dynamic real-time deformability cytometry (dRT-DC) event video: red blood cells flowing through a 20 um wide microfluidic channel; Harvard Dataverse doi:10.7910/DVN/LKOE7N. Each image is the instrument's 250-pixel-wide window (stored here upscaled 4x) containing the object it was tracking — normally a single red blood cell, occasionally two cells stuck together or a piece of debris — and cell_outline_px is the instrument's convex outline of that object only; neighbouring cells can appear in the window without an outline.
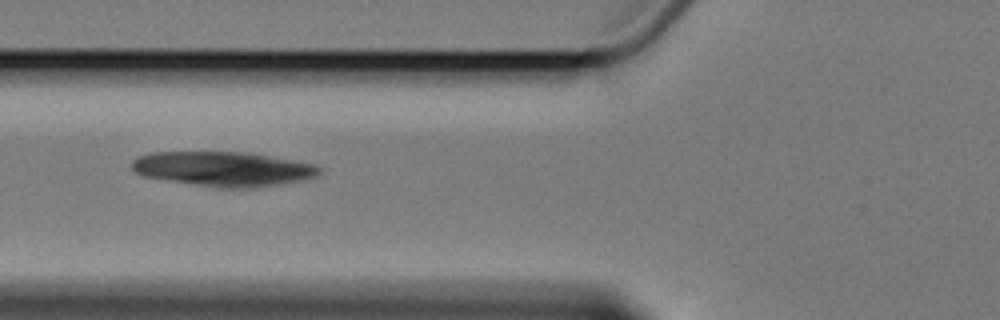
{"species": "Egyptian fruit bat (a non-hibernating species)", "species_latin": "Rousettus aegyptiacus", "temperature_condition": "cold", "stored_images_in_passage": 9, "camera_frame_rate_fps": 3000, "um_per_image_px": 0.085, "animal": {"sex": "female"}, "frame": {"image": 1, "passage_image": 4, "time_ms": 3.333, "image_size_px": [1000, 320], "cell_outline_px": [[320, 172], [316, 176], [300, 180], [256, 188], [220, 188], [144, 176], [136, 172], [132, 168], [132, 160], [148, 152], [252, 152], [312, 164], [320, 168]], "centroid_in_image_um": [18.97, 14.35], "position_along_channel_um": 106.8, "area_um2": 37.57}}